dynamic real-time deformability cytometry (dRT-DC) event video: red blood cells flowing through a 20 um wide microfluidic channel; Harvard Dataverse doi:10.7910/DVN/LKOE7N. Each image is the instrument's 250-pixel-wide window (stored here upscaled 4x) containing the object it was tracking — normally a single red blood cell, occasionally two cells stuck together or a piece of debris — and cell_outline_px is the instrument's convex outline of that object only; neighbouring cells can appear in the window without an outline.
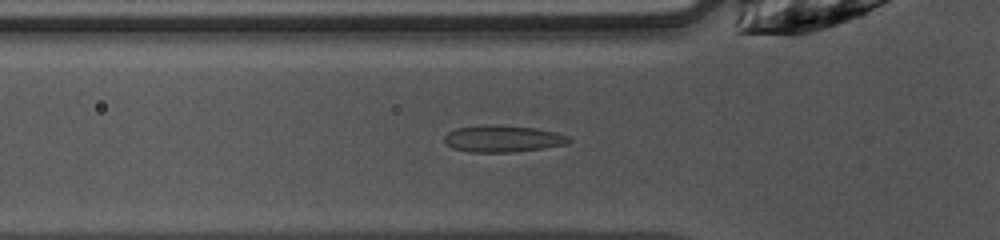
{"species": "common noctule bat (a hibernating species)", "species_latin": "Nyctalus noctula", "temperature_condition": "warm", "stored_images_in_passage": 38, "camera_frame_rate_fps": 3000, "um_per_image_px": 0.085, "animal": {"sex": "female", "body_mass_g": 10.0, "forearm_length_mm": 53.1}, "frame": {"image": 1, "passage_image": 5, "time_ms": 1.333, "image_size_px": [1000, 240], "cell_outline_px": [[572, 140], [568, 144], [544, 148], [512, 152], [472, 152], [452, 148], [444, 140], [444, 136], [448, 132], [456, 128], [484, 124], [500, 124], [536, 128], [556, 132], [568, 136]], "centroid_in_image_um": [42.75, 11.77], "position_along_channel_um": 83.0, "area_um2": 19.65}}
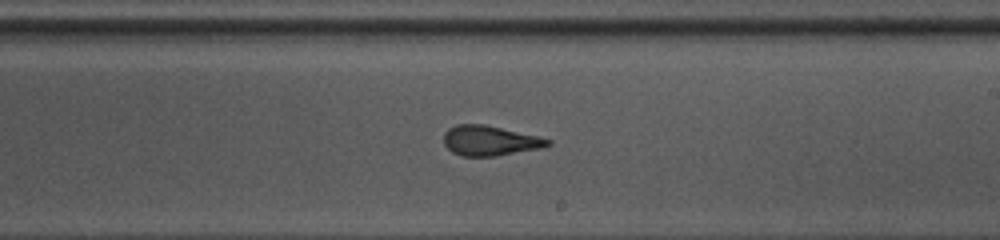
{"frame": {"image": 2, "passage_image": 17, "time_ms": 5.333, "image_size_px": [1000, 240], "cell_outline_px": [[552, 144], [544, 148], [496, 156], [460, 156], [452, 152], [444, 144], [444, 132], [448, 128], [456, 124], [484, 124], [540, 136], [552, 140]], "centroid_in_image_um": [41.67, 11.96], "position_along_channel_um": 247.3, "area_um2": 18.5}}
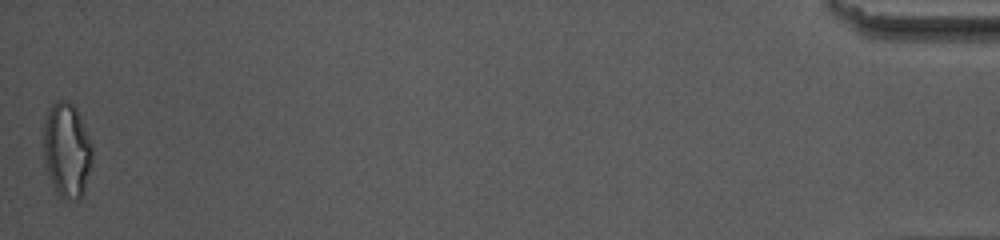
{"frame": {"image": 3, "passage_image": 38, "time_ms": 12.333, "image_size_px": [1000, 240], "cell_outline_px": [[92, 164], [84, 192], [80, 196], [60, 196], [56, 192], [48, 172], [44, 156], [44, 124], [48, 108], [56, 100], [64, 100], [72, 104], [76, 108], [80, 116], [92, 144]], "centroid_in_image_um": [5.69, 12.69], "position_along_channel_um": 429.5, "area_um2": 26.47}, "authors_computed_cell_mechanics": {"area_um2": 18.6983, "velocity_mm_per_s": 4.0826, "shape_relaxation_time_tau1_ms": 9.3668, "shape_relaxation_time_tau2_ms": 1.4779, "deformation_change_tau1": 0.2634, "deformation_change_tau2": 0.0837}}